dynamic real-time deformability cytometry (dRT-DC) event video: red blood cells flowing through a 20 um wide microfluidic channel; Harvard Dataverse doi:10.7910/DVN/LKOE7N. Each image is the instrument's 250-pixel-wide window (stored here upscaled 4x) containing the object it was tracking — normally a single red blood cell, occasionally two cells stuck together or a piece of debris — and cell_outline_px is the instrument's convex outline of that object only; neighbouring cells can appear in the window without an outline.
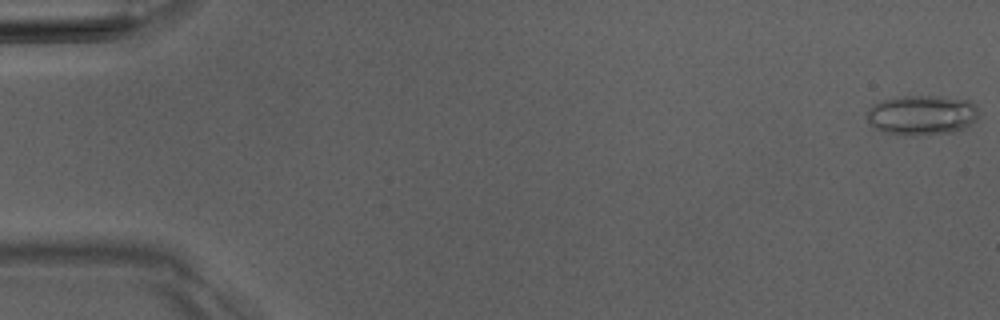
{"species": "Egyptian fruit bat (a non-hibernating species)", "species_latin": "Rousettus aegyptiacus", "temperature_condition": "room temperature", "stored_images_in_passage": 8, "camera_frame_rate_fps": 3000, "um_per_image_px": 0.085, "animal": {"sex": "male"}, "frame": {"image": 1, "passage_image": 1, "time_ms": 0.0, "image_size_px": [1000, 320], "cell_outline_px": [[976, 120], [964, 128], [952, 132], [916, 136], [904, 136], [884, 132], [872, 128], [864, 112], [872, 104], [884, 100], [900, 96], [940, 96], [968, 100], [976, 104]], "centroid_in_image_um": [78.29, 9.79], "position_along_channel_um": 6.7, "area_um2": 26.36}}